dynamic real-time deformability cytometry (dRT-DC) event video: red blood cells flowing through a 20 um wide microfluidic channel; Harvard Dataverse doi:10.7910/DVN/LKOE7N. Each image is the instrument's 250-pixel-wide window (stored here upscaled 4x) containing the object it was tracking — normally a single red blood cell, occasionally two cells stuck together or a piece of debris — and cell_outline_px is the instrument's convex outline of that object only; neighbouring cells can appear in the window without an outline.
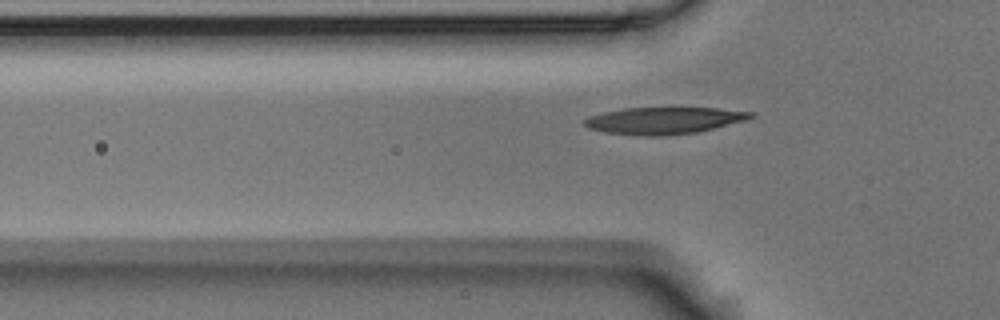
{"species": "Egyptian fruit bat (a non-hibernating species)", "species_latin": "Rousettus aegyptiacus", "temperature_condition": "room temperature", "stored_images_in_passage": 41, "camera_frame_rate_fps": 3000, "um_per_image_px": 0.085, "animal": {"sex": "male"}, "frame": {"image": 1, "passage_image": 5, "time_ms": 1.333, "image_size_px": [1000, 320], "cell_outline_px": [[756, 116], [748, 120], [696, 132], [664, 136], [648, 136], [604, 132], [588, 128], [584, 124], [584, 120], [592, 116], [604, 112], [624, 108], [720, 108], [756, 112]], "centroid_in_image_um": [56.51, 10.24], "position_along_channel_um": 69.3, "area_um2": 26.01}}
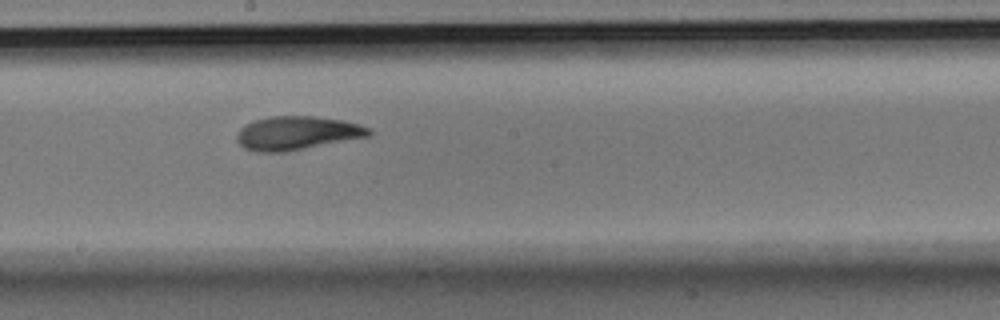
{"frame": {"image": 2, "passage_image": 18, "time_ms": 5.667, "image_size_px": [1000, 320], "cell_outline_px": [[372, 132], [368, 136], [284, 152], [256, 152], [244, 148], [236, 140], [236, 132], [244, 124], [252, 120], [272, 116], [316, 116], [344, 120], [368, 128]], "centroid_in_image_um": [25.16, 11.3], "position_along_channel_um": 223.0, "area_um2": 25.84}}
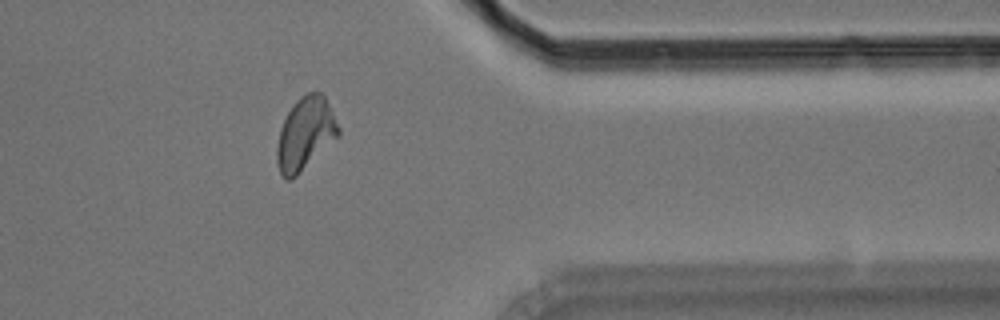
{"frame": {"image": 3, "passage_image": 33, "time_ms": 10.667, "image_size_px": [1000, 320], "cell_outline_px": [[340, 136], [292, 180], [284, 180], [280, 172], [276, 160], [276, 148], [280, 128], [292, 104], [300, 96], [308, 92], [320, 92], [324, 96], [340, 128]], "centroid_in_image_um": [25.94, 11.39], "position_along_channel_um": 385.5, "area_um2": 26.18}}